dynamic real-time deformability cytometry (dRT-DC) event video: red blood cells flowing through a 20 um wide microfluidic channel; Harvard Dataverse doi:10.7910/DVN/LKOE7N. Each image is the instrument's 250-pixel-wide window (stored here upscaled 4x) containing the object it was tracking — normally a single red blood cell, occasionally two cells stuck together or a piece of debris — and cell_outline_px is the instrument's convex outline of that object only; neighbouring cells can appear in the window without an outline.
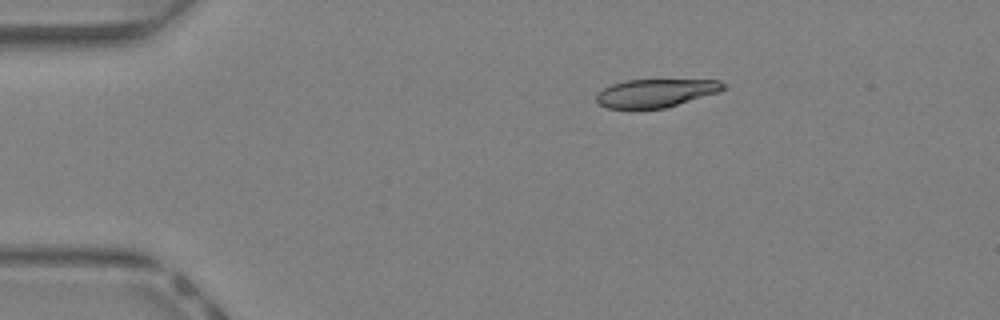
{"species": "Egyptian fruit bat (a non-hibernating species)", "species_latin": "Rousettus aegyptiacus", "temperature_condition": "warm", "stored_images_in_passage": 37, "camera_frame_rate_fps": 3000, "um_per_image_px": 0.085, "animal": {"sex": "female"}, "frame": {"image": 1, "passage_image": 2, "time_ms": 0.333, "image_size_px": [1000, 320], "cell_outline_px": [[728, 88], [720, 92], [664, 108], [608, 108], [600, 104], [596, 100], [596, 92], [612, 84], [624, 80], [720, 80], [728, 84]], "centroid_in_image_um": [55.79, 7.89], "position_along_channel_um": 29.2, "area_um2": 20.92}}
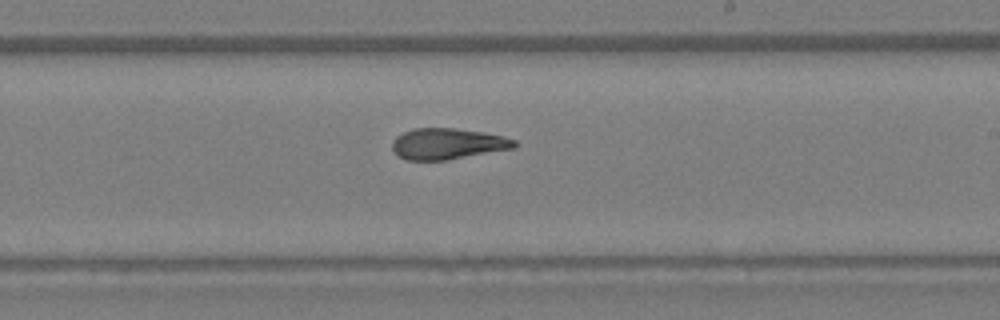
{"frame": {"image": 2, "passage_image": 20, "time_ms": 6.333, "image_size_px": [1000, 320], "cell_outline_px": [[516, 148], [444, 160], [408, 160], [400, 156], [392, 148], [392, 140], [396, 136], [412, 128], [452, 128], [484, 132], [504, 136], [516, 140]], "centroid_in_image_um": [38.06, 12.21], "position_along_channel_um": 250.9, "area_um2": 22.02}}
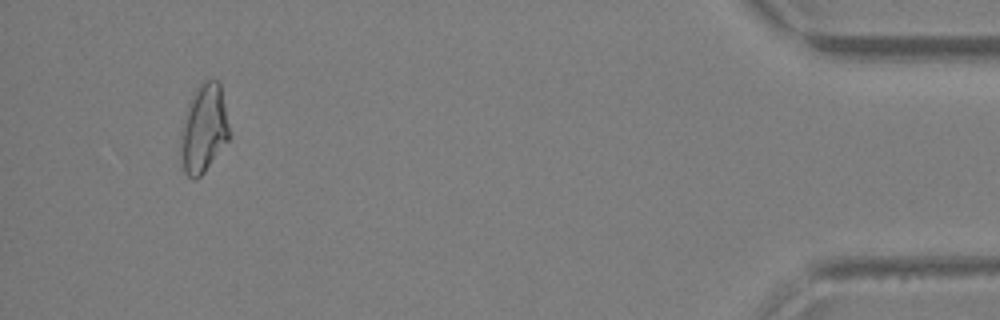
{"frame": {"image": 3, "passage_image": 35, "time_ms": 11.333, "image_size_px": [1000, 320], "cell_outline_px": [[228, 140], [204, 172], [196, 180], [192, 180], [184, 172], [180, 152], [180, 128], [188, 104], [196, 88], [204, 80], [216, 80], [220, 84], [228, 124]], "centroid_in_image_um": [17.27, 10.96], "position_along_channel_um": 417.9, "area_um2": 24.85}, "authors_computed_cell_mechanics": {"area_um2": 22.7154, "velocity_mm_per_s": 4.7535, "shape_relaxation_time_tau1_ms": null, "shape_relaxation_time_tau2_ms": 3.0094, "deformation_change_tau1": null, "deformation_change_tau2": 0.1191}}